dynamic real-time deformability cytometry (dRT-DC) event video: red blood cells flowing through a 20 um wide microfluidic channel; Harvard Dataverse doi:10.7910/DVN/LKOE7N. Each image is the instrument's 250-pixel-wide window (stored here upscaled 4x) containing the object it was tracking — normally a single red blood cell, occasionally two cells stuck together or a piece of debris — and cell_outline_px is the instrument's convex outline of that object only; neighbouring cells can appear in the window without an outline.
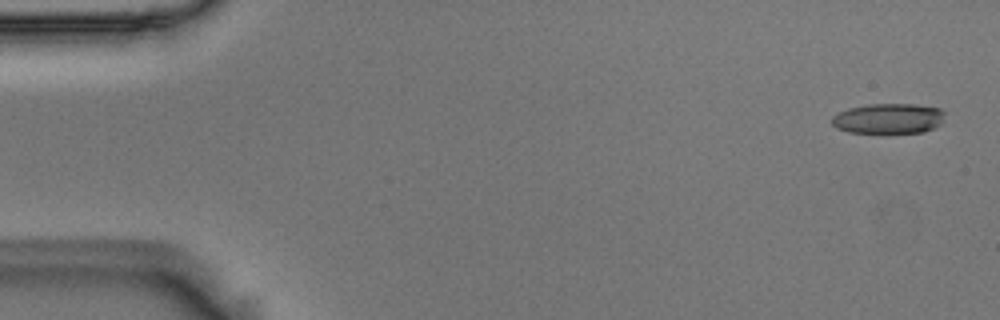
{"species": "Egyptian fruit bat (a non-hibernating species)", "species_latin": "Rousettus aegyptiacus", "temperature_condition": "room temperature", "stored_images_in_passage": 6, "camera_frame_rate_fps": 3000, "um_per_image_px": 0.085, "animal": {"sex": "male"}, "frame": {"image": 1, "passage_image": 1, "time_ms": 0.0, "image_size_px": [1000, 320], "cell_outline_px": [[944, 112], [940, 124], [936, 128], [924, 132], [888, 136], [848, 132], [836, 128], [832, 124], [832, 116], [848, 108], [868, 104], [916, 104], [940, 108]], "centroid_in_image_um": [75.51, 10.13], "position_along_channel_um": 9.5, "area_um2": 20.92}}
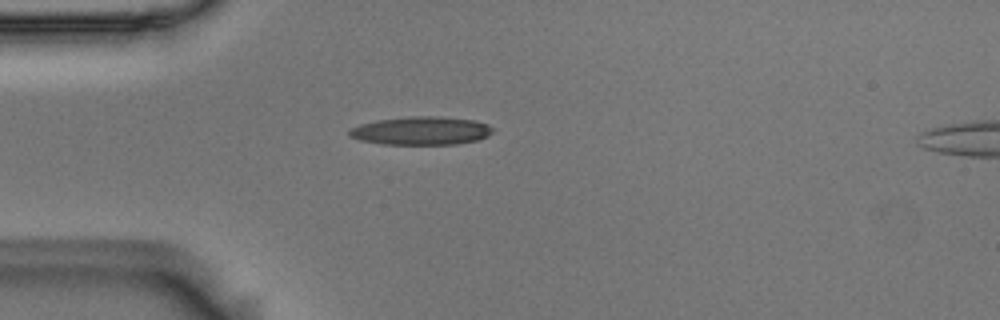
{"frame": {"image": 2, "passage_image": 5, "time_ms": 1.333, "image_size_px": [1000, 320], "cell_outline_px": [[496, 128], [488, 136], [476, 140], [456, 144], [384, 144], [360, 140], [348, 136], [348, 132], [352, 128], [360, 124], [376, 120], [408, 116], [440, 116], [476, 120], [488, 124]], "centroid_in_image_um": [35.83, 11.1], "position_along_channel_um": 49.2, "area_um2": 23.81}}